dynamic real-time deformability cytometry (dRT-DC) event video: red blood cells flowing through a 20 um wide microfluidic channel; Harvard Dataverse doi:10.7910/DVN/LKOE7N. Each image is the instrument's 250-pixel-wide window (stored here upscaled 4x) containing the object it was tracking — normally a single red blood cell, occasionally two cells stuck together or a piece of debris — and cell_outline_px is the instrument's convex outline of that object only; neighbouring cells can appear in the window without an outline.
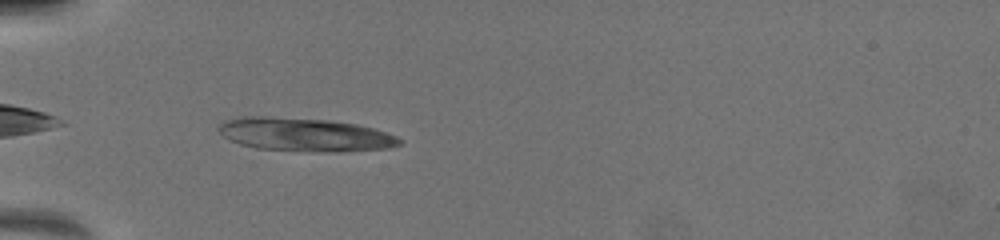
{"species": "common noctule bat (a hibernating species)", "species_latin": "Nyctalus noctula", "temperature_condition": "warm", "stored_images_in_passage": 8, "camera_frame_rate_fps": 3000, "um_per_image_px": 0.085, "animal": {"sex": "female", "body_mass_g": 19.5, "forearm_length_mm": 54.1}, "frame": {"image": 1, "passage_image": 1, "time_ms": 0.0, "image_size_px": [1000, 240], "cell_outline_px": [[404, 140], [400, 144], [388, 148], [340, 152], [320, 152], [256, 148], [240, 144], [228, 140], [216, 128], [224, 120], [240, 116], [268, 116], [328, 120], [356, 124], [372, 128], [396, 136]], "centroid_in_image_um": [25.87, 11.44], "position_along_channel_um": 59.1, "area_um2": 35.37}}